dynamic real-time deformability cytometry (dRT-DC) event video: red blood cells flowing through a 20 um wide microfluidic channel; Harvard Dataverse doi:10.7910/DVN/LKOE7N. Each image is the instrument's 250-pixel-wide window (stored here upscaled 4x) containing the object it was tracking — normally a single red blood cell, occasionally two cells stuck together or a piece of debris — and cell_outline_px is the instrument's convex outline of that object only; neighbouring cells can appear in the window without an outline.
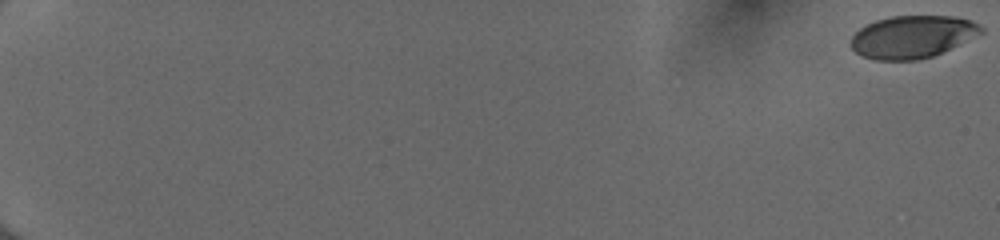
{"species": "human", "species_latin": "Homo sapiens", "temperature_condition": "cold", "stored_images_in_passage": 55, "camera_frame_rate_fps": 3000, "um_per_image_px": 0.085, "donor": {"sex": "female"}, "frame": {"image": 1, "passage_image": 1, "time_ms": 0.0, "image_size_px": [1000, 240], "cell_outline_px": [[984, 32], [932, 56], [916, 60], [876, 60], [860, 56], [852, 48], [852, 36], [860, 28], [876, 20], [892, 16], [952, 16], [968, 20], [980, 24], [984, 28]], "centroid_in_image_um": [77.54, 3.12], "position_along_channel_um": 7.5, "area_um2": 31.91}}
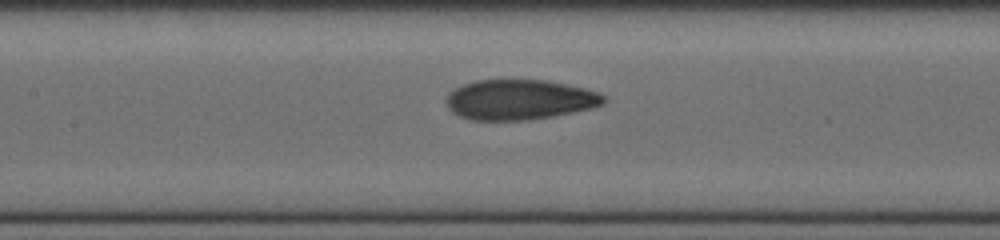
{"frame": {"image": 2, "passage_image": 30, "time_ms": 9.667, "image_size_px": [1000, 240], "cell_outline_px": [[608, 100], [604, 104], [592, 108], [552, 116], [528, 120], [468, 120], [452, 112], [448, 108], [444, 100], [448, 92], [464, 84], [476, 80], [544, 80], [584, 88], [600, 92]], "centroid_in_image_um": [44.14, 8.48], "position_along_channel_um": 163.3, "area_um2": 36.99}}
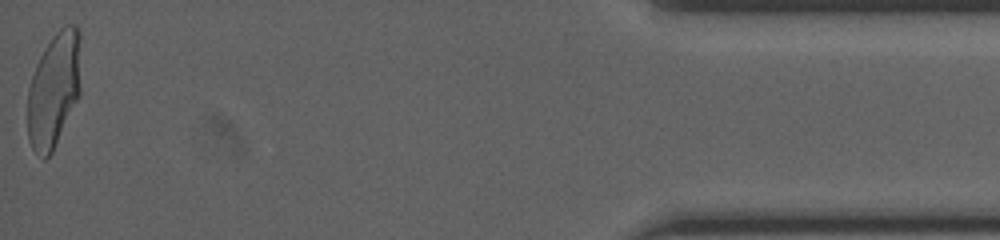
{"frame": {"image": 3, "passage_image": 55, "time_ms": 18.0, "image_size_px": [1000, 240], "cell_outline_px": [[80, 96], [52, 152], [44, 160], [32, 148], [28, 140], [28, 88], [36, 64], [40, 56], [52, 36], [64, 24], [76, 24], [80, 32]], "centroid_in_image_um": [4.6, 7.61], "position_along_channel_um": 430.6, "area_um2": 36.01}, "authors_computed_cell_mechanics": {"area_um2": 35.547, "velocity_mm_per_s": 4.0421, "shape_relaxation_time_tau1_ms": 8.0526, "shape_relaxation_time_tau2_ms": 1.2776, "deformation_change_tau1": 0.2489, "deformation_change_tau2": 0.0658}}